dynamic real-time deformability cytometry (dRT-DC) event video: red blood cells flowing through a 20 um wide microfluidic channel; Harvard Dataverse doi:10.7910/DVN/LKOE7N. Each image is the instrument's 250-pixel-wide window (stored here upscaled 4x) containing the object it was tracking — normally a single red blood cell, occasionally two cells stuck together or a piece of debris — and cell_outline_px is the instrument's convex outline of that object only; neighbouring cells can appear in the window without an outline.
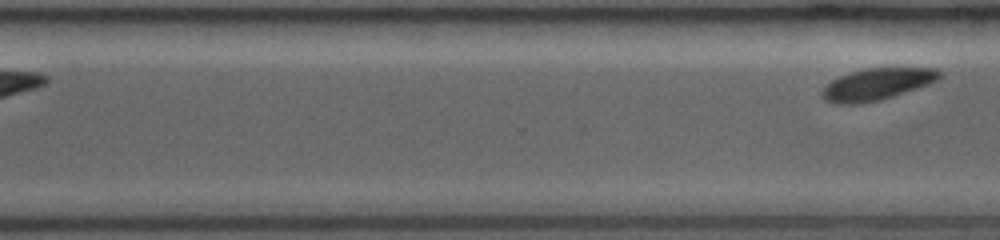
{"species": "common noctule bat (a hibernating species)", "species_latin": "Nyctalus noctula", "temperature_condition": "room temperature", "stored_images_in_passage": 16, "segment_of_instrument_passage": [2, 2], "camera_frame_rate_fps": 3000, "um_per_image_px": 0.085, "animal": {"sex": "female", "body_mass_g": 19.0, "forearm_length_mm": 53.3}, "frame": {"image": 1, "passage_image": 16, "time_ms": 8.333, "image_size_px": [1000, 240], "cell_outline_px": [[944, 76], [928, 84], [880, 100], [860, 104], [832, 104], [824, 100], [820, 96], [820, 92], [832, 80], [840, 76], [864, 68], [936, 68], [944, 72]], "centroid_in_image_um": [74.53, 7.16], "position_along_channel_um": 296.1, "area_um2": 21.79}}